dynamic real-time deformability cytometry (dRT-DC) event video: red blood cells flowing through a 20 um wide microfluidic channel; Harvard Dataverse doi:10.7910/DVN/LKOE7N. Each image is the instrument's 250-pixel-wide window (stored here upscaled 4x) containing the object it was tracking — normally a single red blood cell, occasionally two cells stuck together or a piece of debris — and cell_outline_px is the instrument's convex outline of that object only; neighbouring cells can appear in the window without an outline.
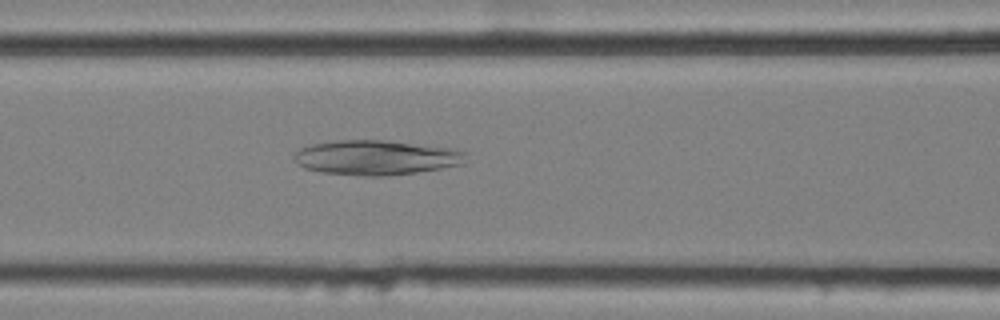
{"species": "common noctule bat (a hibernating species)", "species_latin": "Nyctalus noctula", "temperature_condition": "cold", "stored_images_in_passage": 56, "camera_frame_rate_fps": 3000, "um_per_image_px": 0.085, "animal": {"sex": "female", "body_mass_g": 25.1}, "frame": {"image": 1, "passage_image": 24, "time_ms": 7.667, "image_size_px": [1000, 320], "cell_outline_px": [[468, 152], [464, 164], [416, 172], [384, 176], [368, 176], [324, 172], [304, 168], [296, 164], [292, 156], [300, 148], [312, 144], [336, 140], [384, 140], [456, 148]], "centroid_in_image_um": [32.0, 13.38], "position_along_channel_um": 134.6, "area_um2": 34.97}}
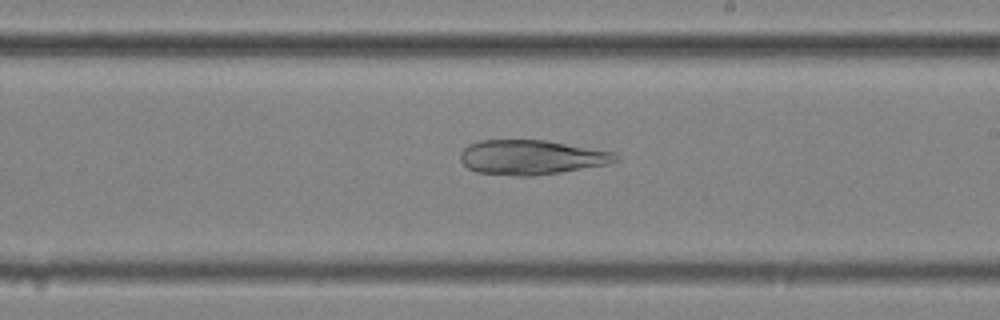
{"frame": {"image": 2, "passage_image": 33, "time_ms": 10.667, "image_size_px": [1000, 320], "cell_outline_px": [[620, 160], [608, 164], [560, 172], [532, 176], [516, 176], [476, 172], [468, 168], [460, 160], [460, 152], [468, 144], [480, 140], [544, 140], [612, 152], [620, 156]], "centroid_in_image_um": [45.13, 13.37], "position_along_channel_um": 243.9, "area_um2": 31.21}}
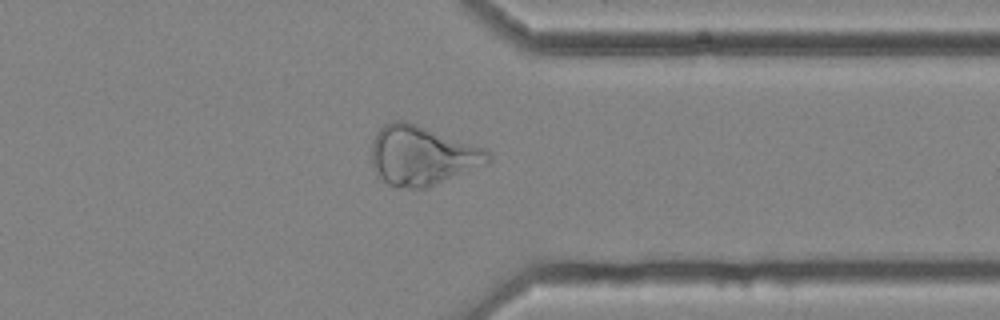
{"frame": {"image": 3, "passage_image": 44, "time_ms": 14.333, "image_size_px": [1000, 320], "cell_outline_px": [[492, 160], [484, 164], [428, 188], [408, 188], [388, 184], [376, 176], [372, 164], [372, 140], [376, 132], [384, 124], [392, 120], [408, 120], [488, 148], [492, 156]], "centroid_in_image_um": [35.88, 13.18], "position_along_channel_um": 375.5, "area_um2": 41.04}}